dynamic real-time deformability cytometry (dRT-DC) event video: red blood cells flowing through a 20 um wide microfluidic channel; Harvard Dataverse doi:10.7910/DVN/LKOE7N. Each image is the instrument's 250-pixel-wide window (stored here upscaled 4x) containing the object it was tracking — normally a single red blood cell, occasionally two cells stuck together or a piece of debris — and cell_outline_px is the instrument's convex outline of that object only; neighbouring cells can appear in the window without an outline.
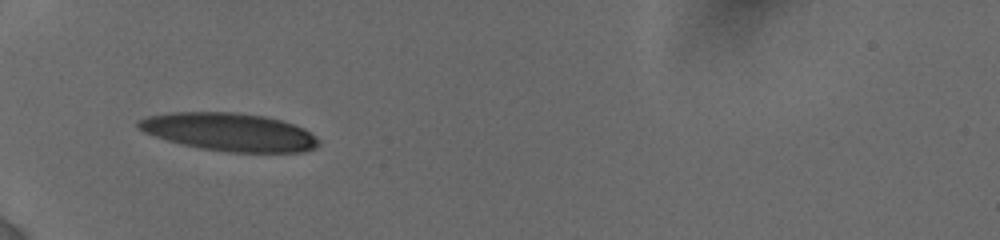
{"species": "human", "species_latin": "Homo sapiens", "temperature_condition": "cold", "stored_images_in_passage": 19, "camera_frame_rate_fps": 3000, "um_per_image_px": 0.085, "donor": {"sex": "female"}, "frame": {"image": 1, "passage_image": 1, "time_ms": 0.0, "image_size_px": [1000, 240], "cell_outline_px": [[320, 144], [316, 148], [304, 152], [228, 152], [200, 148], [168, 140], [144, 132], [136, 124], [136, 120], [148, 116], [172, 112], [232, 112], [264, 116], [280, 120], [304, 128], [320, 140]], "centroid_in_image_um": [19.52, 11.22], "position_along_channel_um": 65.5, "area_um2": 39.77}}
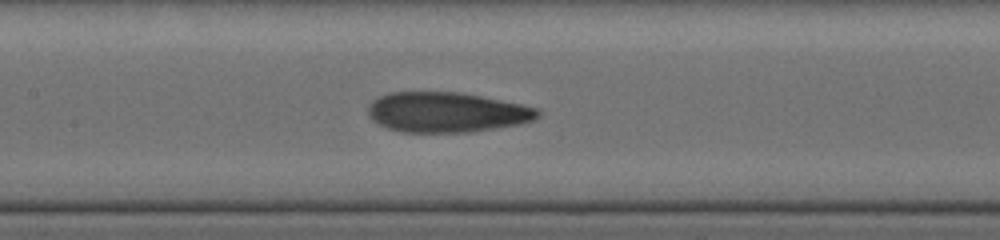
{"frame": {"image": 2, "passage_image": 12, "time_ms": 3.0, "image_size_px": [1000, 240], "cell_outline_px": [[540, 116], [536, 120], [520, 124], [468, 132], [400, 132], [388, 128], [372, 120], [368, 112], [368, 108], [372, 100], [388, 92], [456, 92], [480, 96], [540, 108]], "centroid_in_image_um": [37.98, 9.54], "position_along_channel_um": 169.4, "area_um2": 39.59}}
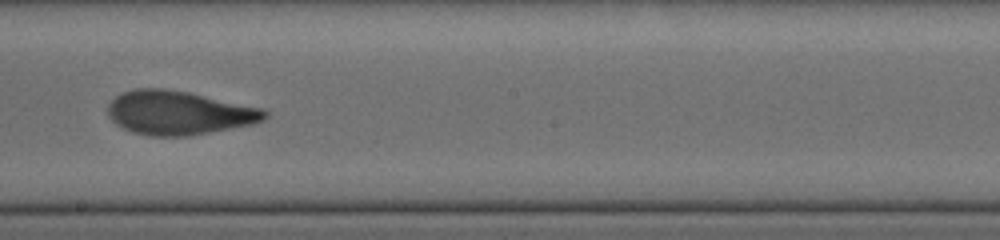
{"frame": {"image": 3, "passage_image": 17, "time_ms": 4.667, "image_size_px": [1000, 240], "cell_outline_px": [[268, 116], [264, 120], [252, 124], [188, 136], [152, 136], [132, 132], [116, 124], [108, 116], [108, 104], [116, 96], [124, 92], [136, 88], [164, 88], [188, 92], [264, 108], [268, 112]], "centroid_in_image_um": [15.21, 9.58], "position_along_channel_um": 233.0, "area_um2": 40.06}}